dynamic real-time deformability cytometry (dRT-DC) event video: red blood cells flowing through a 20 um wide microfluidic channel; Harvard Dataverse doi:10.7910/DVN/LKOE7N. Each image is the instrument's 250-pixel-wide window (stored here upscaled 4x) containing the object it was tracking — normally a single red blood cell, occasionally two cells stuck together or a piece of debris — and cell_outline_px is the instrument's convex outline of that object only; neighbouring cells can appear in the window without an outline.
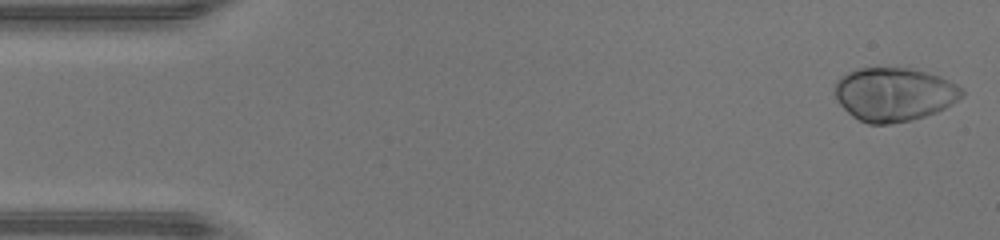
{"species": "human", "species_latin": "Homo sapiens", "temperature_condition": "warm", "stored_images_in_passage": 17, "camera_frame_rate_fps": 3000, "um_per_image_px": 0.085, "donor": {"sex": "male"}, "frame": {"image": 1, "passage_image": 1, "time_ms": 0.0, "image_size_px": [1000, 240], "cell_outline_px": [[964, 96], [952, 104], [936, 112], [924, 116], [892, 124], [868, 124], [852, 116], [836, 100], [836, 80], [840, 76], [856, 68], [908, 68], [940, 76], [964, 88]], "centroid_in_image_um": [76.0, 8.01], "position_along_channel_um": 9.0, "area_um2": 39.65}}
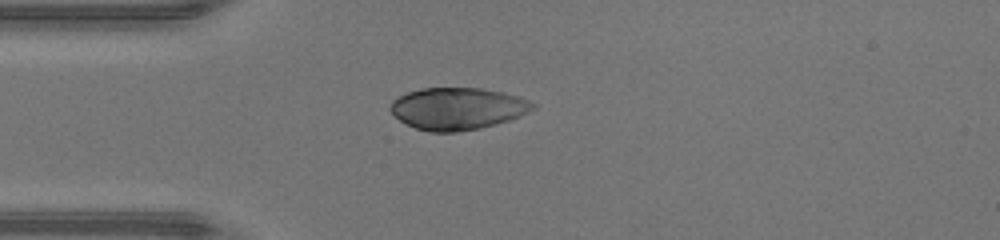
{"frame": {"image": 2, "passage_image": 12, "time_ms": 3.667, "image_size_px": [1000, 240], "cell_outline_px": [[536, 108], [520, 116], [508, 120], [480, 128], [456, 132], [432, 132], [416, 128], [400, 120], [388, 108], [392, 100], [408, 92], [420, 88], [480, 88], [504, 92], [528, 100], [536, 104]], "centroid_in_image_um": [38.89, 9.22], "position_along_channel_um": 46.1, "area_um2": 34.74}}
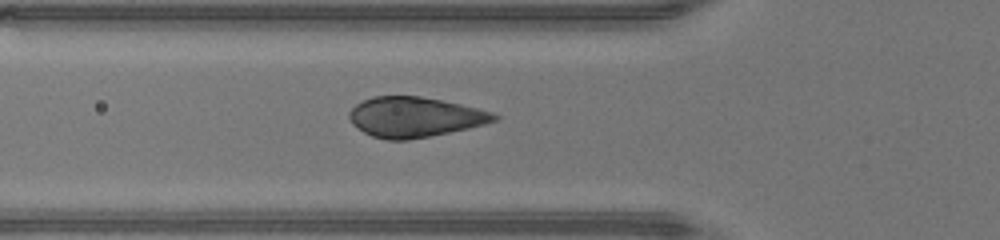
{"frame": {"image": 3, "passage_image": 16, "time_ms": 5.0, "image_size_px": [1000, 240], "cell_outline_px": [[500, 116], [496, 120], [484, 124], [468, 128], [408, 140], [388, 140], [372, 136], [364, 132], [352, 124], [348, 116], [348, 112], [356, 104], [372, 96], [420, 96], [460, 104], [492, 112]], "centroid_in_image_um": [35.21, 9.95], "position_along_channel_um": 90.6, "area_um2": 33.58}}